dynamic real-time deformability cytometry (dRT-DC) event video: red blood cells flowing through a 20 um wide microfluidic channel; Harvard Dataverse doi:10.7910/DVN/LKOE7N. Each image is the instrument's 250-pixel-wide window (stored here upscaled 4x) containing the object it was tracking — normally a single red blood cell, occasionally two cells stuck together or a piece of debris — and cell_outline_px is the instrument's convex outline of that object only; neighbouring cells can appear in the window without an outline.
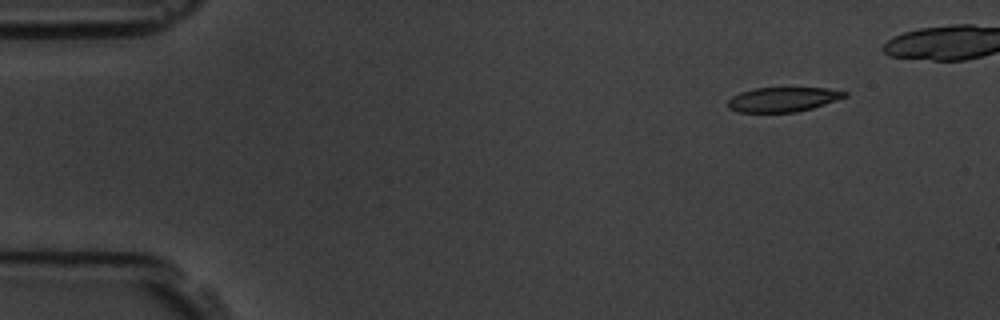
{"species": "common noctule bat (a hibernating species)", "species_latin": "Nyctalus noctula", "temperature_condition": "room temperature", "stored_images_in_passage": 5, "camera_frame_rate_fps": 3000, "um_per_image_px": 0.085, "animal": {"sex": "male", "body_mass_g": 19.5, "forearm_length_mm": 54.6}, "frame": {"image": 1, "passage_image": 1, "time_ms": 0.0, "image_size_px": [1000, 320], "cell_outline_px": [[848, 96], [812, 108], [796, 112], [740, 112], [728, 108], [728, 100], [732, 96], [740, 92], [752, 88], [828, 88], [848, 92]], "centroid_in_image_um": [66.54, 8.44], "position_along_channel_um": 18.5, "area_um2": 16.7}}